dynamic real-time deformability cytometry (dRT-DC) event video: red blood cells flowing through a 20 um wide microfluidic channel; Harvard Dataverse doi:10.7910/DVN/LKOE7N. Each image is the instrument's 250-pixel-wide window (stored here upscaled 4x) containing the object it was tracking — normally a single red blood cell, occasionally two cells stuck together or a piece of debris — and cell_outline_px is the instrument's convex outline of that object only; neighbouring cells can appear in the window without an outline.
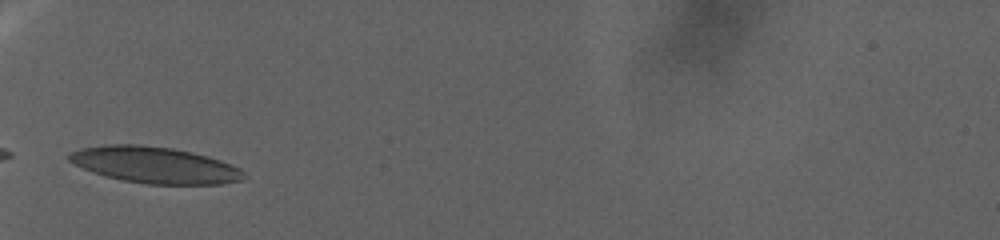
{"species": "human", "species_latin": "Homo sapiens", "temperature_condition": "warm", "stored_images_in_passage": 31, "camera_frame_rate_fps": 3000, "um_per_image_px": 0.085, "donor": {"sex": "female"}, "frame": {"image": 1, "passage_image": 1, "time_ms": 0.0, "image_size_px": [1000, 240], "cell_outline_px": [[248, 176], [244, 180], [220, 184], [148, 184], [124, 180], [108, 176], [84, 168], [68, 160], [68, 156], [72, 152], [80, 148], [104, 144], [140, 144], [172, 148], [192, 152], [220, 160], [240, 168]], "centroid_in_image_um": [13.21, 14.01], "position_along_channel_um": 71.8, "area_um2": 36.82}}
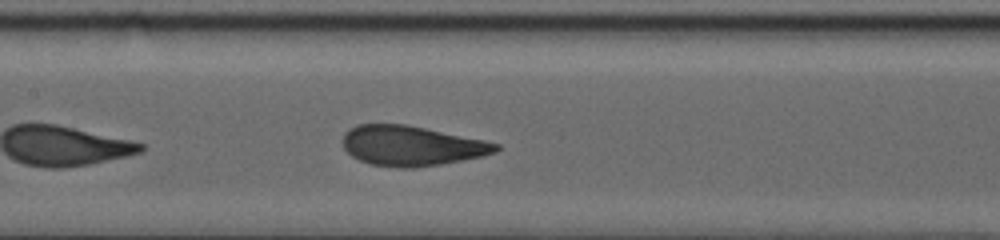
{"frame": {"image": 2, "passage_image": 18, "time_ms": 5.667, "image_size_px": [1000, 240], "cell_outline_px": [[500, 148], [496, 152], [480, 156], [440, 164], [416, 168], [396, 168], [368, 164], [352, 156], [344, 148], [344, 132], [348, 128], [360, 124], [404, 124], [484, 140], [500, 144]], "centroid_in_image_um": [34.95, 12.4], "position_along_channel_um": 172.5, "area_um2": 35.49}}
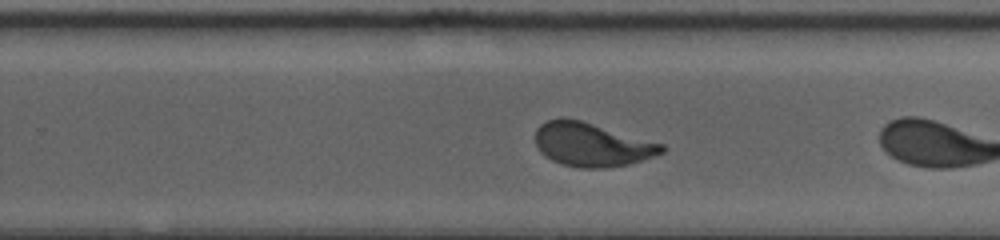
{"frame": {"image": 3, "passage_image": 30, "time_ms": 9.667, "image_size_px": [1000, 240], "cell_outline_px": [[668, 148], [664, 152], [628, 164], [608, 168], [580, 168], [560, 164], [544, 156], [536, 148], [536, 128], [540, 124], [548, 120], [580, 120], [664, 144]], "centroid_in_image_um": [50.3, 12.32], "position_along_channel_um": 279.5, "area_um2": 31.91}}